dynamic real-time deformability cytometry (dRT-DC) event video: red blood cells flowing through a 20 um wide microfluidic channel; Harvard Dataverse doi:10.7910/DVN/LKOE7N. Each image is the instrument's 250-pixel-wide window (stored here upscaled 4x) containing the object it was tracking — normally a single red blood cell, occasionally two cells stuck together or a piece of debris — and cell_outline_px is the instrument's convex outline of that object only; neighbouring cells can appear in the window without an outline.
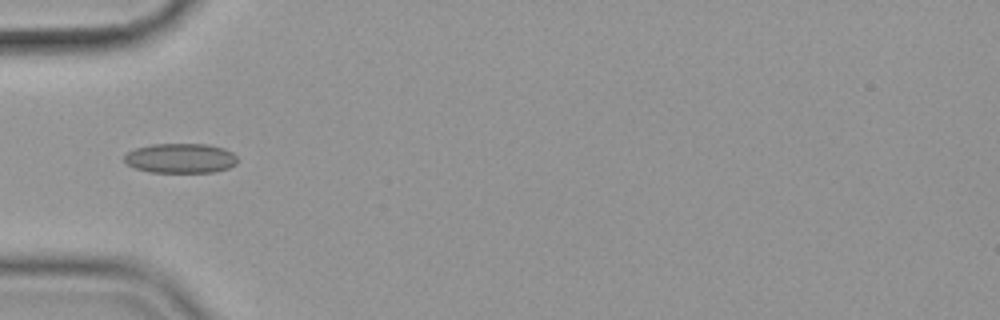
{"species": "common noctule bat (a hibernating species)", "species_latin": "Nyctalus noctula", "temperature_condition": "cold", "stored_images_in_passage": 38, "camera_frame_rate_fps": 3000, "um_per_image_px": 0.085, "animal": {"sex": "female", "body_mass_g": 19.9}, "frame": {"image": 1, "passage_image": 1, "time_ms": 0.0, "image_size_px": [1000, 320], "cell_outline_px": [[236, 164], [228, 168], [212, 172], [148, 172], [136, 168], [128, 164], [124, 160], [124, 156], [128, 152], [136, 148], [152, 144], [208, 144], [224, 148], [232, 152], [236, 156]], "centroid_in_image_um": [15.35, 13.44], "position_along_channel_um": 69.7, "area_um2": 19.54}}
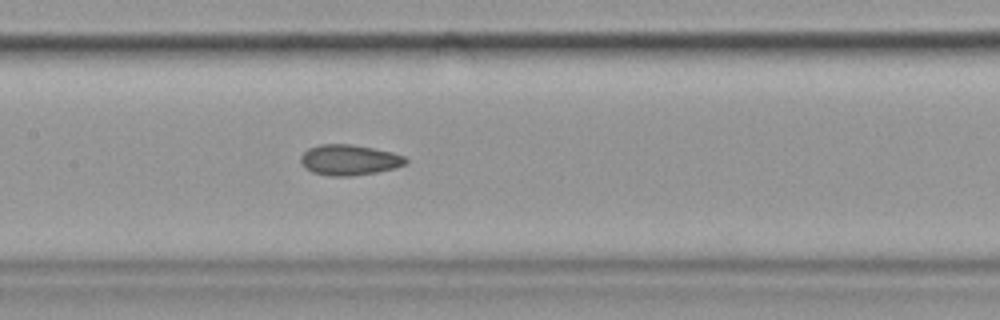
{"frame": {"image": 2, "passage_image": 10, "time_ms": 3.0, "image_size_px": [1000, 320], "cell_outline_px": [[408, 164], [376, 172], [352, 176], [332, 176], [312, 172], [300, 160], [300, 156], [308, 148], [320, 144], [352, 144], [392, 152], [404, 156], [408, 160]], "centroid_in_image_um": [29.7, 13.58], "position_along_channel_um": 177.7, "area_um2": 18.55}}
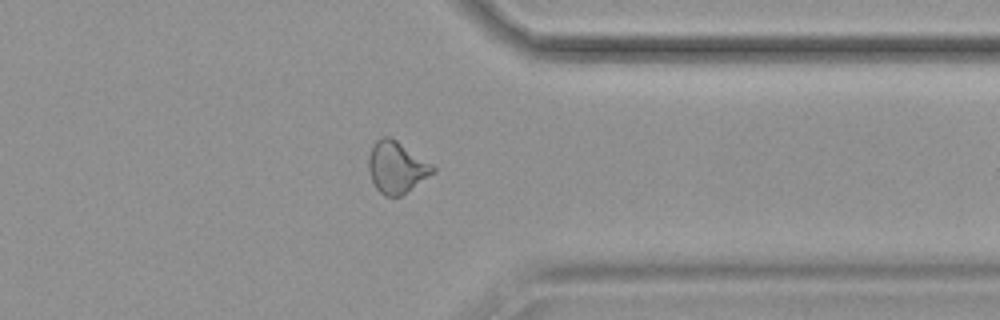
{"frame": {"image": 3, "passage_image": 27, "time_ms": 8.667, "image_size_px": [1000, 320], "cell_outline_px": [[436, 172], [400, 196], [384, 196], [376, 188], [368, 172], [368, 156], [372, 144], [376, 140], [384, 136], [388, 136], [396, 140], [432, 164], [436, 168]], "centroid_in_image_um": [33.69, 14.22], "position_along_channel_um": 377.7, "area_um2": 19.36}, "authors_computed_cell_mechanics": {"area_um2": 18.5827, "velocity_mm_per_s": 3.5976, "shape_relaxation_time_tau1_ms": 7.8579, "shape_relaxation_time_tau2_ms": 3.3072, "deformation_change_tau1": 0.1231, "deformation_change_tau2": 0.0881}}